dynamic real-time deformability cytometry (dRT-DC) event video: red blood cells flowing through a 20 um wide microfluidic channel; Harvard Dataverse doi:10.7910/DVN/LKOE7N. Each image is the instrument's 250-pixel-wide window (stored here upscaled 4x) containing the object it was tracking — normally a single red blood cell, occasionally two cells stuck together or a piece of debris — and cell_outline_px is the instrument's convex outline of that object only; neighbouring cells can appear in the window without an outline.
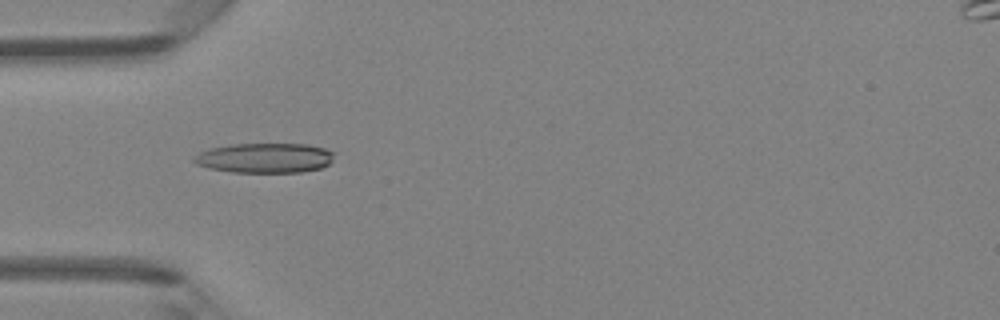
{"species": "Egyptian fruit bat (a non-hibernating species)", "species_latin": "Rousettus aegyptiacus", "temperature_condition": "room temperature", "stored_images_in_passage": 33, "camera_frame_rate_fps": 3000, "um_per_image_px": 0.085, "animal": {"sex": "female"}, "frame": {"image": 1, "passage_image": 1, "time_ms": 0.0, "image_size_px": [1000, 320], "cell_outline_px": [[332, 160], [328, 164], [320, 168], [300, 172], [232, 172], [208, 168], [196, 164], [192, 160], [192, 156], [200, 152], [212, 148], [232, 144], [308, 144], [324, 148], [332, 152]], "centroid_in_image_um": [22.46, 13.42], "position_along_channel_um": 62.5, "area_um2": 24.28}}
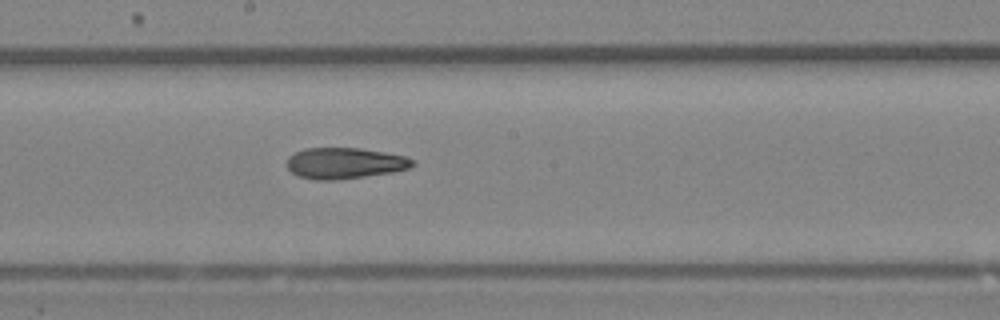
{"frame": {"image": 2, "passage_image": 12, "time_ms": 3.667, "image_size_px": [1000, 320], "cell_outline_px": [[416, 164], [408, 168], [392, 172], [336, 180], [316, 180], [296, 176], [288, 168], [288, 156], [304, 148], [360, 148], [408, 156], [416, 160]], "centroid_in_image_um": [29.32, 13.87], "position_along_channel_um": 218.9, "area_um2": 22.83}}
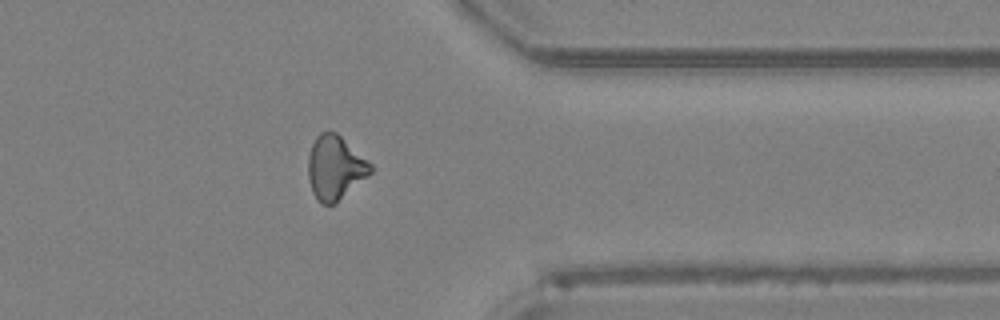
{"frame": {"image": 3, "passage_image": 24, "time_ms": 7.667, "image_size_px": [1000, 320], "cell_outline_px": [[372, 172], [368, 176], [336, 204], [320, 204], [312, 192], [308, 176], [308, 156], [312, 144], [316, 136], [320, 132], [336, 132], [372, 164]], "centroid_in_image_um": [28.48, 14.27], "position_along_channel_um": 382.9, "area_um2": 23.29}, "authors_computed_cell_mechanics": {"area_um2": 22.831, "velocity_mm_per_s": 4.3268, "shape_relaxation_time_tau1_ms": null, "shape_relaxation_time_tau2_ms": 5.6087, "deformation_change_tau1": null, "deformation_change_tau2": 0.1718}}